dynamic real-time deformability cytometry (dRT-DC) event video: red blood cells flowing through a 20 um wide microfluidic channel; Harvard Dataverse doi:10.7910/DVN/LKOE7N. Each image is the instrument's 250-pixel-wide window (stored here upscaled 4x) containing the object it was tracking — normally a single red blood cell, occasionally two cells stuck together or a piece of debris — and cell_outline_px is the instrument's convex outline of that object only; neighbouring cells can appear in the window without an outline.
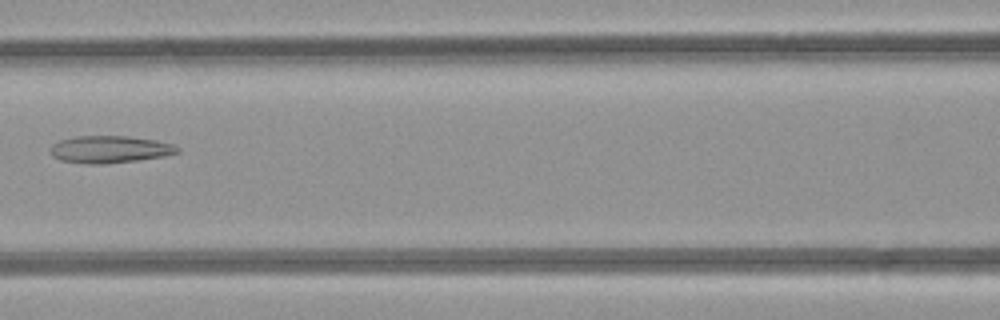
{"species": "common noctule bat (a hibernating species)", "species_latin": "Nyctalus noctula", "temperature_condition": "room temperature", "stored_images_in_passage": 7, "camera_frame_rate_fps": 3000, "um_per_image_px": 0.085, "animal": {"sex": "female", "body_mass_g": 21.9}, "frame": {"image": 1, "passage_image": 6, "time_ms": 6.667, "image_size_px": [1000, 320], "cell_outline_px": [[180, 152], [164, 156], [136, 160], [104, 164], [88, 164], [60, 160], [52, 156], [48, 148], [52, 144], [60, 140], [76, 136], [128, 136], [156, 140], [172, 144], [180, 148]], "centroid_in_image_um": [9.3, 12.69], "position_along_channel_um": 157.3, "area_um2": 20.23}}
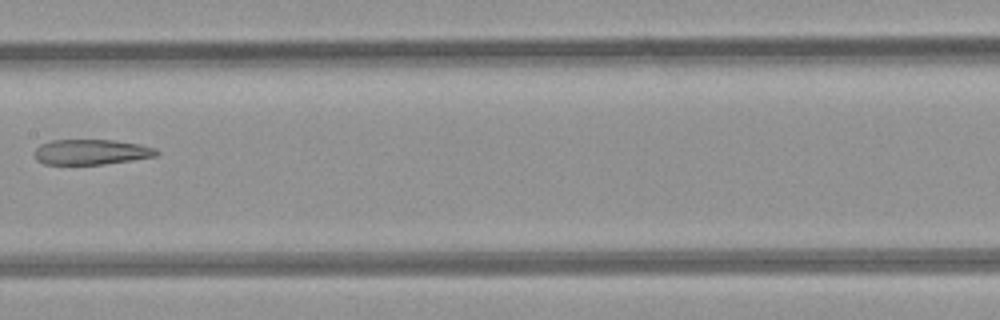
{"frame": {"image": 2, "passage_image": 7, "time_ms": 7.667, "image_size_px": [1000, 320], "cell_outline_px": [[160, 152], [156, 156], [132, 160], [104, 164], [44, 164], [36, 160], [36, 148], [40, 144], [52, 140], [116, 140], [140, 144], [156, 148]], "centroid_in_image_um": [7.79, 12.91], "position_along_channel_um": 199.6, "area_um2": 17.98}}